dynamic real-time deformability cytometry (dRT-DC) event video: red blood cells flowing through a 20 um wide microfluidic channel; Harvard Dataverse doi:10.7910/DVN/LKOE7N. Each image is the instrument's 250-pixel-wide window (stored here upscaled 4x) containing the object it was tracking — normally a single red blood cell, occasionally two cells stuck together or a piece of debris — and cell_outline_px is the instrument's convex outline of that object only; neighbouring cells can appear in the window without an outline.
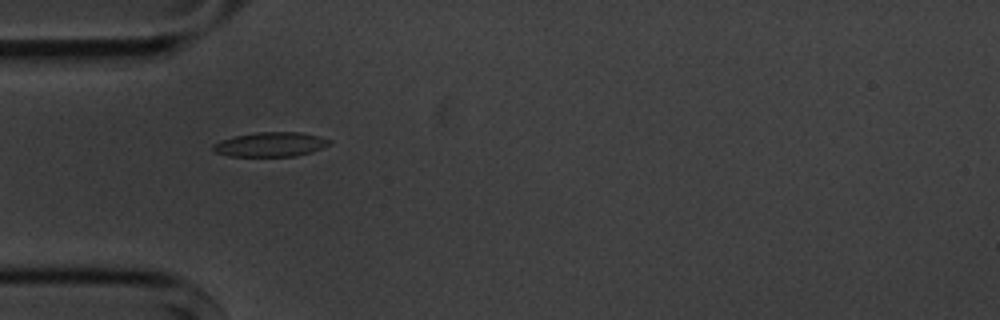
{"species": "common noctule bat (a hibernating species)", "species_latin": "Nyctalus noctula", "temperature_condition": "cold", "stored_images_in_passage": 4, "camera_frame_rate_fps": 3000, "um_per_image_px": 0.085, "animal": {"sex": "male", "body_mass_g": 20.1, "forearm_length_mm": 53.5}, "frame": {"image": 1, "passage_image": 1, "time_ms": 0.0, "image_size_px": [1000, 320], "cell_outline_px": [[332, 144], [312, 152], [296, 156], [228, 156], [216, 152], [212, 148], [212, 144], [220, 140], [236, 136], [256, 132], [300, 132], [320, 136], [332, 140]], "centroid_in_image_um": [23.03, 12.27], "position_along_channel_um": 62.0, "area_um2": 16.7}}
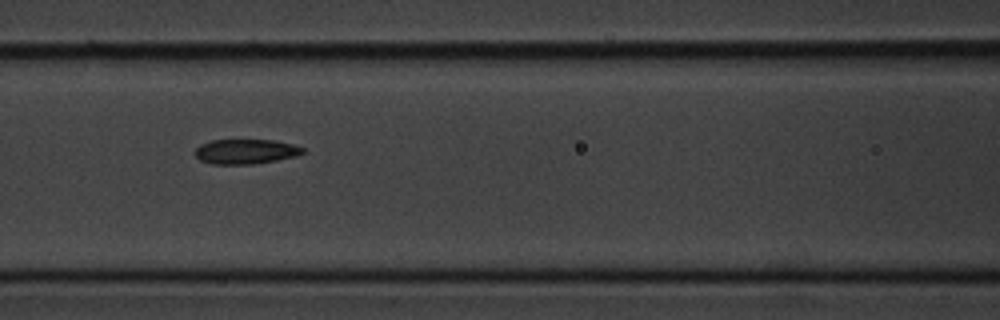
{"frame": {"image": 2, "passage_image": 3, "time_ms": 2.333, "image_size_px": [1000, 320], "cell_outline_px": [[304, 152], [296, 156], [276, 160], [252, 164], [212, 164], [200, 160], [192, 152], [200, 144], [212, 140], [276, 140], [292, 144], [304, 148]], "centroid_in_image_um": [20.85, 12.87], "position_along_channel_um": 145.8, "area_um2": 15.61}}
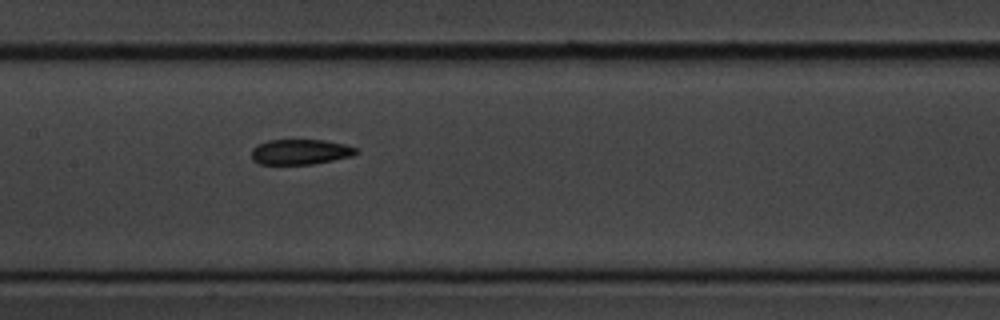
{"frame": {"image": 3, "passage_image": 4, "time_ms": 3.333, "image_size_px": [1000, 320], "cell_outline_px": [[360, 152], [352, 156], [312, 164], [260, 164], [252, 160], [252, 148], [256, 144], [268, 140], [324, 140], [344, 144], [356, 148]], "centroid_in_image_um": [25.51, 12.9], "position_along_channel_um": 181.9, "area_um2": 15.43}}